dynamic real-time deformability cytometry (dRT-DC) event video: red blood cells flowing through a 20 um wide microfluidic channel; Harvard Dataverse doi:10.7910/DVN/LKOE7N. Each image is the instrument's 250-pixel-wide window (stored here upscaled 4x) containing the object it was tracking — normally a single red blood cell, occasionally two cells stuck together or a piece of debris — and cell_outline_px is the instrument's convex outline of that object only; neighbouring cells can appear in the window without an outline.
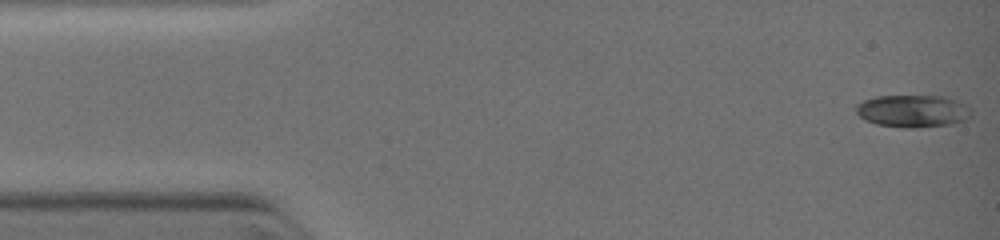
{"species": "common noctule bat (a hibernating species)", "species_latin": "Nyctalus noctula", "temperature_condition": "warm", "stored_images_in_passage": 4, "camera_frame_rate_fps": 3000, "um_per_image_px": 0.085, "animal": {"sex": "female", "body_mass_g": 19.0, "forearm_length_mm": 51.5}, "frame": {"image": 1, "passage_image": 1, "time_ms": 0.0, "image_size_px": [1000, 240], "cell_outline_px": [[972, 116], [964, 120], [952, 124], [912, 128], [900, 128], [876, 124], [864, 120], [856, 112], [856, 104], [864, 100], [876, 96], [944, 96], [956, 100], [972, 108]], "centroid_in_image_um": [77.59, 9.44], "position_along_channel_um": 7.4, "area_um2": 21.96}}
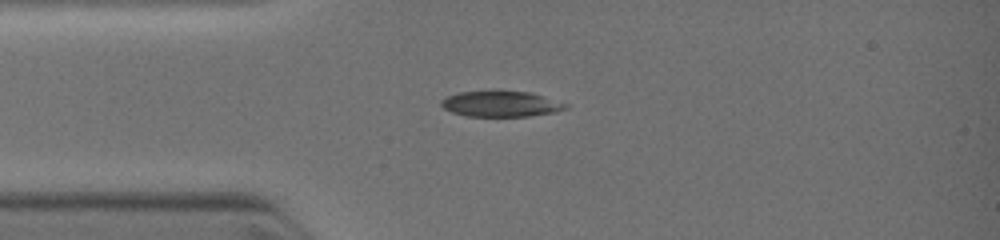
{"frame": {"image": 2, "passage_image": 4, "time_ms": 2.667, "image_size_px": [1000, 240], "cell_outline_px": [[568, 108], [556, 112], [528, 116], [468, 116], [452, 112], [444, 108], [440, 104], [440, 100], [448, 96], [460, 92], [492, 88], [496, 88], [532, 92], [568, 104]], "centroid_in_image_um": [42.58, 8.78], "position_along_channel_um": 42.4, "area_um2": 19.42}}